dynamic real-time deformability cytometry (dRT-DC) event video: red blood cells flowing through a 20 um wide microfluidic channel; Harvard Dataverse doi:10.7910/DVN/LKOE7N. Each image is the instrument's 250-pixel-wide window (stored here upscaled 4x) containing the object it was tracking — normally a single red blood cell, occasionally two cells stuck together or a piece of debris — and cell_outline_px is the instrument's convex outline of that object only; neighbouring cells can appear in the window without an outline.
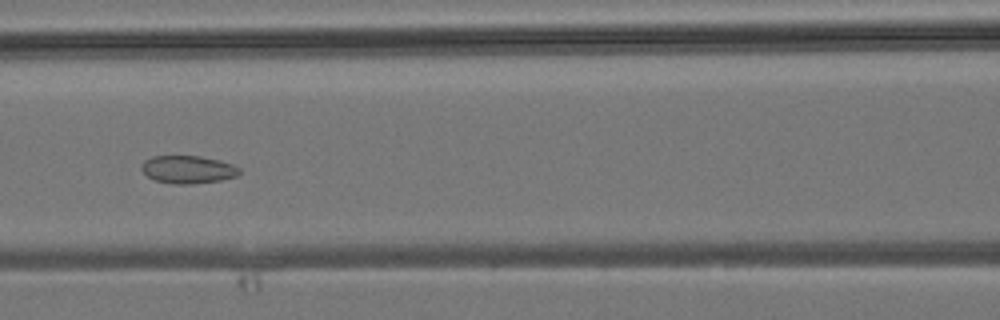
{"species": "common noctule bat (a hibernating species)", "species_latin": "Nyctalus noctula", "temperature_condition": "room temperature", "stored_images_in_passage": 36, "camera_frame_rate_fps": 3000, "um_per_image_px": 0.085, "animal": {"sex": "male", "body_mass_g": 19.2, "forearm_length_mm": 51.8}, "frame": {"image": 1, "passage_image": 10, "time_ms": 3.0, "image_size_px": [1000, 320], "cell_outline_px": [[240, 172], [236, 176], [220, 180], [192, 184], [172, 184], [156, 180], [148, 176], [140, 168], [144, 160], [152, 156], [200, 156], [220, 160], [232, 164], [240, 168]], "centroid_in_image_um": [15.97, 14.4], "position_along_channel_um": 150.6, "area_um2": 15.84}}
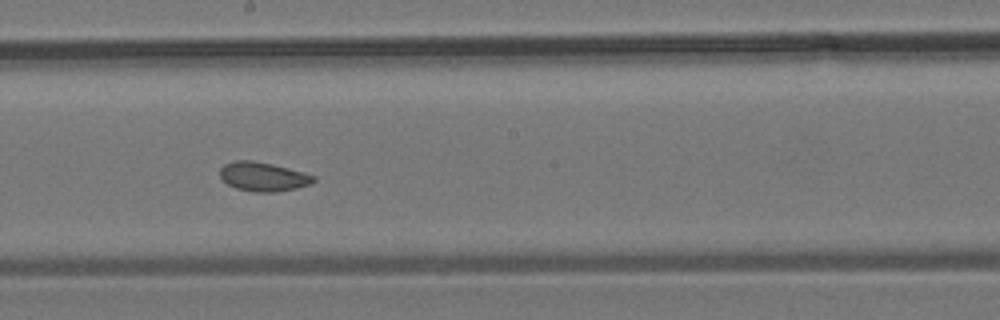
{"frame": {"image": 2, "passage_image": 15, "time_ms": 4.667, "image_size_px": [1000, 320], "cell_outline_px": [[316, 180], [312, 184], [296, 188], [276, 192], [256, 192], [236, 188], [228, 184], [220, 176], [220, 168], [224, 164], [236, 160], [252, 160], [272, 164], [288, 168], [316, 176]], "centroid_in_image_um": [22.38, 15.01], "position_along_channel_um": 225.8, "area_um2": 15.84}}
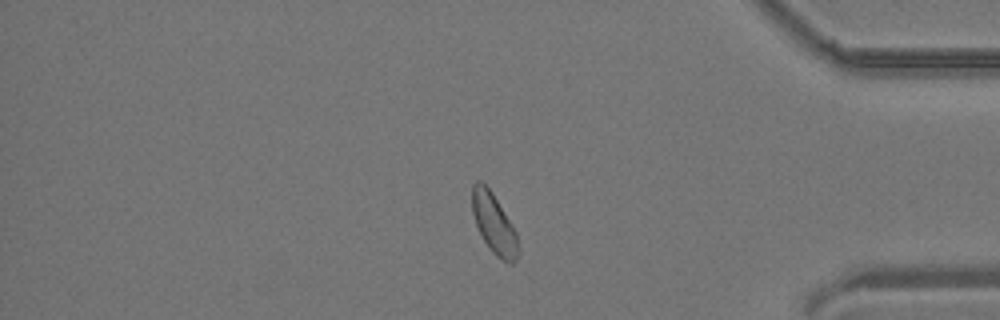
{"frame": {"image": 3, "passage_image": 28, "time_ms": 9.0, "image_size_px": [1000, 320], "cell_outline_px": [[516, 260], [512, 264], [508, 264], [500, 260], [488, 248], [476, 224], [472, 212], [472, 184], [476, 180], [480, 180], [492, 192], [516, 232]], "centroid_in_image_um": [41.95, 19.01], "position_along_channel_um": 393.3, "area_um2": 15.78}}